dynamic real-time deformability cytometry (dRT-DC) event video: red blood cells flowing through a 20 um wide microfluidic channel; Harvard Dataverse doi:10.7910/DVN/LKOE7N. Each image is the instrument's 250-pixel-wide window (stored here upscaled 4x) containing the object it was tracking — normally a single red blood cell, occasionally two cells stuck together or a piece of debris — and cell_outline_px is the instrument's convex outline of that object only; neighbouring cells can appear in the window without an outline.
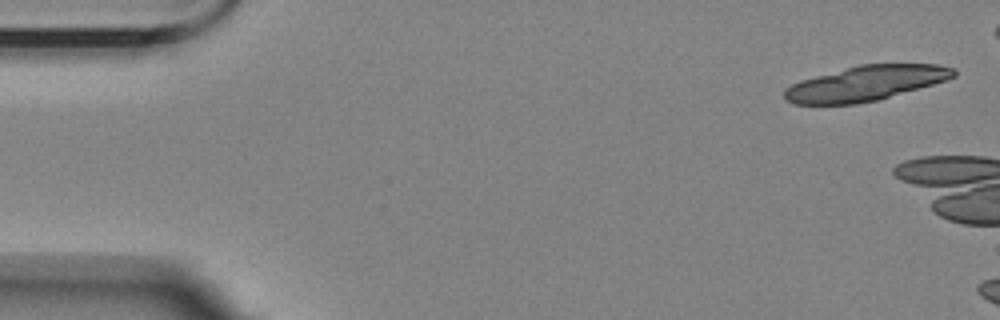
{"species": "Egyptian fruit bat (a non-hibernating species)", "species_latin": "Rousettus aegyptiacus", "temperature_condition": "room temperature", "stored_images_in_passage": 3, "camera_frame_rate_fps": 3000, "um_per_image_px": 0.085, "animal": {"sex": "female"}, "frame": {"image": 1, "passage_image": 1, "time_ms": 0.0, "image_size_px": [1000, 320], "cell_outline_px": [[956, 76], [948, 80], [876, 100], [856, 104], [792, 104], [784, 96], [784, 92], [792, 84], [800, 80], [860, 64], [936, 64], [956, 68]], "centroid_in_image_um": [73.63, 7.07], "position_along_channel_um": 11.4, "area_um2": 34.22}}